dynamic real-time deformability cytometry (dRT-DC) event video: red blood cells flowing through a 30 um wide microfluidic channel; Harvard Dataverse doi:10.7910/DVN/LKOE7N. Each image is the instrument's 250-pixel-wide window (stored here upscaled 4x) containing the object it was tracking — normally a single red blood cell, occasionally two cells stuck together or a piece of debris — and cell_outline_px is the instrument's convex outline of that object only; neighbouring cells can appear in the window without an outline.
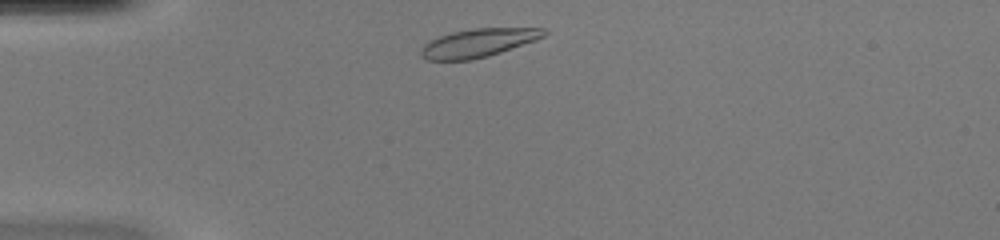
{"species": "common noctule bat (a hibernating species)", "species_latin": "Nyctalus noctula", "temperature_condition": "warm", "stored_images_in_passage": 38, "camera_frame_rate_fps": 3000, "um_per_image_px": 0.085, "animal": {"sex": "female", "body_mass_g": 20.0, "forearm_length_mm": 54.0}, "frame": {"image": 1, "passage_image": 2, "time_ms": 0.333, "image_size_px": [1000, 240], "cell_outline_px": [[548, 32], [544, 36], [536, 40], [488, 56], [472, 60], [424, 60], [420, 56], [420, 48], [424, 44], [440, 36], [452, 32], [472, 28], [548, 28]], "centroid_in_image_um": [40.64, 3.65], "position_along_channel_um": 44.4, "area_um2": 20.4}}
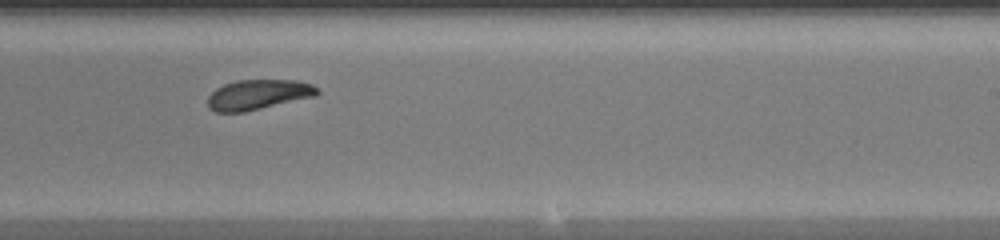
{"frame": {"image": 2, "passage_image": 20, "time_ms": 6.333, "image_size_px": [1000, 240], "cell_outline_px": [[320, 92], [316, 96], [244, 112], [216, 112], [208, 108], [208, 96], [216, 88], [224, 84], [236, 80], [296, 80], [312, 84], [320, 88]], "centroid_in_image_um": [21.96, 8.04], "position_along_channel_um": 267.0, "area_um2": 19.31}}
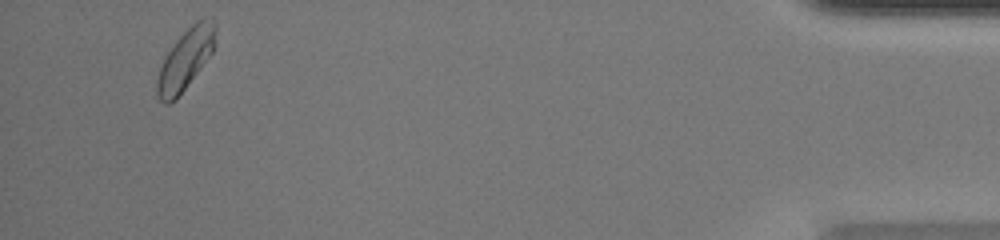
{"frame": {"image": 3, "passage_image": 36, "time_ms": 11.667, "image_size_px": [1000, 240], "cell_outline_px": [[216, 44], [212, 52], [176, 100], [168, 104], [164, 104], [160, 100], [156, 92], [156, 80], [160, 68], [168, 52], [176, 40], [196, 20], [212, 16], [216, 24]], "centroid_in_image_um": [15.79, 5.02], "position_along_channel_um": 419.4, "area_um2": 20.52}, "authors_computed_cell_mechanics": {"area_um2": 19.7098, "velocity_mm_per_s": 4.197, "shape_relaxation_time_tau1_ms": 3.5345, "shape_relaxation_time_tau2_ms": 1.6017, "deformation_change_tau1": 0.137, "deformation_change_tau2": 0.0625}}